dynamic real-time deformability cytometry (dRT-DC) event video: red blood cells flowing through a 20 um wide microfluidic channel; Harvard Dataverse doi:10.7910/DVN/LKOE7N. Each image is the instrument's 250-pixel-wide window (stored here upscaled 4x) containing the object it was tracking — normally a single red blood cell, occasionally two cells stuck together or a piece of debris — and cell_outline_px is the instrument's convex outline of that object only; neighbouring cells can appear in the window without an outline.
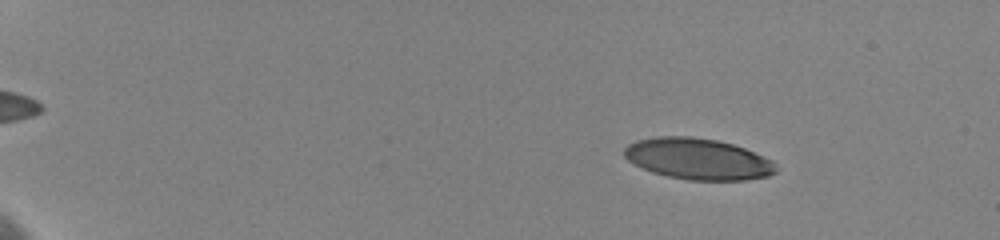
{"species": "human", "species_latin": "Homo sapiens", "temperature_condition": "cold", "stored_images_in_passage": 47, "camera_frame_rate_fps": 3000, "um_per_image_px": 0.085, "donor": {"sex": "female"}, "frame": {"image": 1, "passage_image": 8, "time_ms": 3.0, "image_size_px": [1000, 240], "cell_outline_px": [[776, 172], [768, 176], [744, 180], [688, 180], [668, 176], [652, 172], [628, 160], [624, 156], [624, 148], [628, 144], [636, 140], [656, 136], [692, 136], [716, 140], [732, 144], [744, 148], [772, 160], [776, 164]], "centroid_in_image_um": [59.32, 13.5], "position_along_channel_um": 25.7, "area_um2": 36.36}}
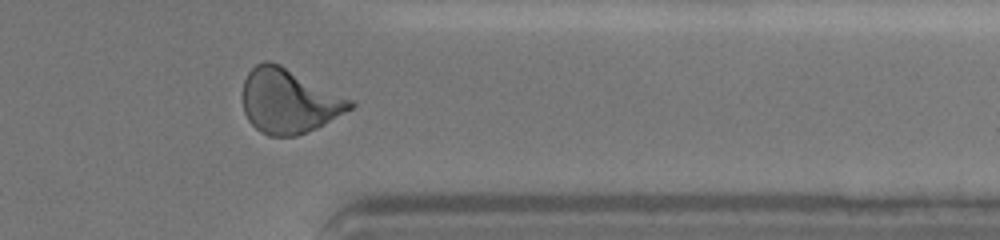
{"frame": {"image": 2, "passage_image": 40, "time_ms": 16.667, "image_size_px": [1000, 240], "cell_outline_px": [[356, 104], [352, 108], [324, 124], [316, 128], [296, 136], [268, 136], [260, 132], [248, 120], [244, 112], [244, 80], [248, 72], [256, 64], [264, 60], [268, 60], [280, 64], [356, 100]], "centroid_in_image_um": [24.59, 8.58], "position_along_channel_um": 386.8, "area_um2": 40.58}}
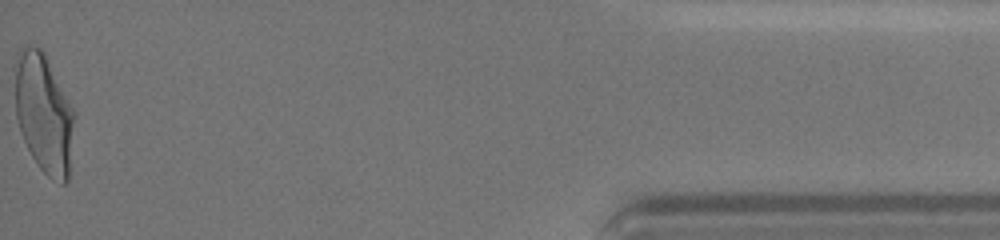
{"frame": {"image": 3, "passage_image": 47, "time_ms": 19.667, "image_size_px": [1000, 240], "cell_outline_px": [[76, 116], [68, 180], [64, 184], [60, 184], [52, 180], [40, 168], [32, 156], [20, 132], [16, 116], [16, 52], [20, 48], [40, 48], [44, 52], [76, 112]], "centroid_in_image_um": [3.77, 9.68], "position_along_channel_um": 431.4, "area_um2": 41.38}, "authors_computed_cell_mechanics": {"area_um2": 38.4948, "velocity_mm_per_s": 3.6075, "shape_relaxation_time_tau1_ms": 6.3663, "shape_relaxation_time_tau2_ms": 1.6085, "deformation_change_tau1": 0.232, "deformation_change_tau2": 0.0764}}